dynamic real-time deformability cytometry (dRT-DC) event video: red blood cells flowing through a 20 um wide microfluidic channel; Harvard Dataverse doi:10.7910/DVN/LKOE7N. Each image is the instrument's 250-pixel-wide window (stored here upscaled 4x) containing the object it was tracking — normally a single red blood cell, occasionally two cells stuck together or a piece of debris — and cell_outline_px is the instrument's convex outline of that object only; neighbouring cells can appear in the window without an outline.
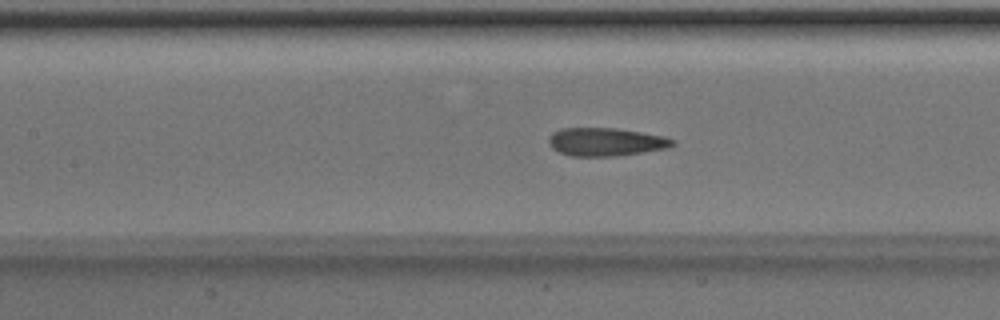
{"species": "Egyptian fruit bat (a non-hibernating species)", "species_latin": "Rousettus aegyptiacus", "temperature_condition": "room temperature", "stored_images_in_passage": 51, "camera_frame_rate_fps": 3000, "um_per_image_px": 0.085, "animal": {"sex": "male"}, "frame": {"image": 1, "passage_image": 23, "time_ms": 7.333, "image_size_px": [1000, 320], "cell_outline_px": [[676, 144], [668, 148], [616, 156], [572, 156], [560, 152], [552, 148], [548, 140], [548, 136], [552, 132], [560, 128], [616, 128], [664, 136], [676, 140]], "centroid_in_image_um": [51.49, 12.05], "position_along_channel_um": 155.9, "area_um2": 20.4}}
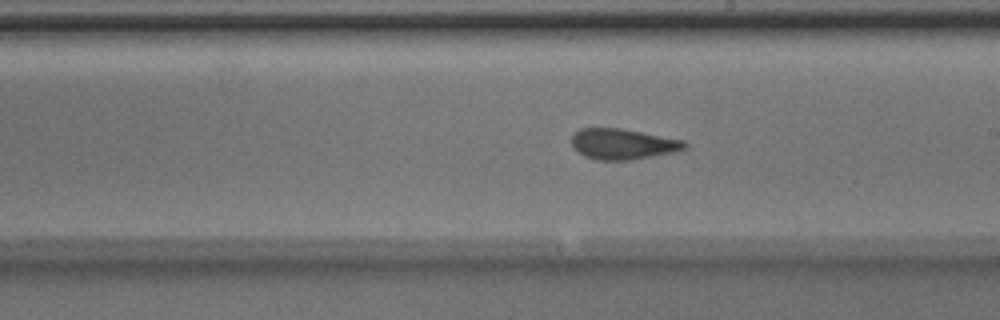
{"frame": {"image": 2, "passage_image": 29, "time_ms": 9.333, "image_size_px": [1000, 320], "cell_outline_px": [[688, 148], [676, 152], [632, 160], [596, 160], [584, 156], [576, 152], [572, 148], [572, 132], [580, 128], [620, 128], [684, 140], [688, 144]], "centroid_in_image_um": [52.93, 12.25], "position_along_channel_um": 236.1, "area_um2": 20.58}}
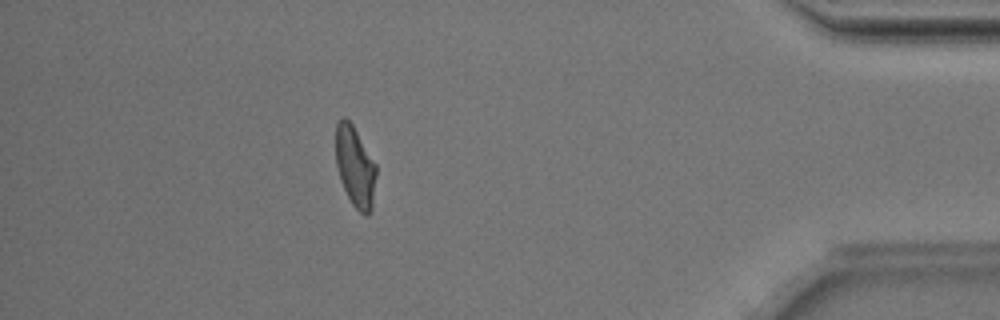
{"frame": {"image": 3, "passage_image": 45, "time_ms": 14.667, "image_size_px": [1000, 320], "cell_outline_px": [[376, 176], [372, 208], [368, 216], [364, 216], [352, 204], [340, 180], [336, 164], [336, 124], [340, 116], [344, 116], [352, 124], [376, 164]], "centroid_in_image_um": [30.18, 14.17], "position_along_channel_um": 405.0, "area_um2": 19.02}, "authors_computed_cell_mechanics": {"area_um2": 20.4612, "velocity_mm_per_s": 4.0234, "shape_relaxation_time_tau1_ms": 6.6769, "shape_relaxation_time_tau2_ms": 1.5394, "deformation_change_tau1": 0.1758, "deformation_change_tau2": 0.0941}}